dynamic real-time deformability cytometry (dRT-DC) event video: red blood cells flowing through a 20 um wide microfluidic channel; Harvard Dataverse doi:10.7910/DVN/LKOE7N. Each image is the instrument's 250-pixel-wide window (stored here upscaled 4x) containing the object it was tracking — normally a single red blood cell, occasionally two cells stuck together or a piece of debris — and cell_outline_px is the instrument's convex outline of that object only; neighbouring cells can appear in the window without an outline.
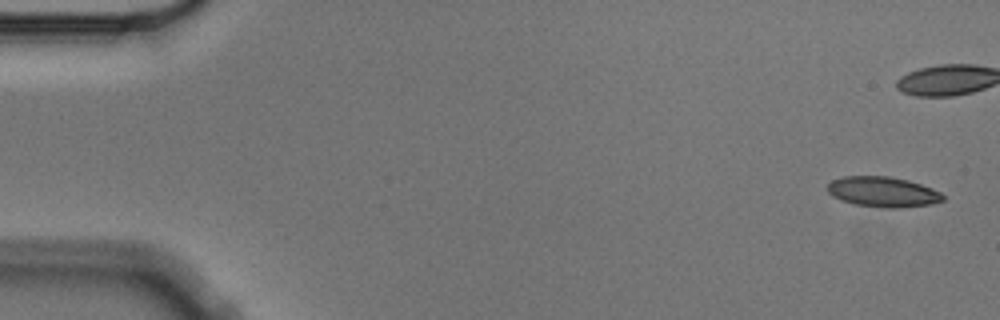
{"species": "Egyptian fruit bat (a non-hibernating species)", "species_latin": "Rousettus aegyptiacus", "temperature_condition": "cold", "stored_images_in_passage": 5, "camera_frame_rate_fps": 3000, "um_per_image_px": 0.085, "animal": {"sex": "male"}, "frame": {"image": 1, "passage_image": 1, "time_ms": 0.0, "image_size_px": [1000, 320], "cell_outline_px": [[944, 200], [932, 204], [900, 208], [888, 208], [856, 204], [840, 200], [832, 196], [828, 192], [828, 184], [832, 180], [844, 176], [888, 176], [908, 180], [932, 188], [940, 192], [944, 196]], "centroid_in_image_um": [75.05, 16.31], "position_along_channel_um": 9.9, "area_um2": 20.35}}
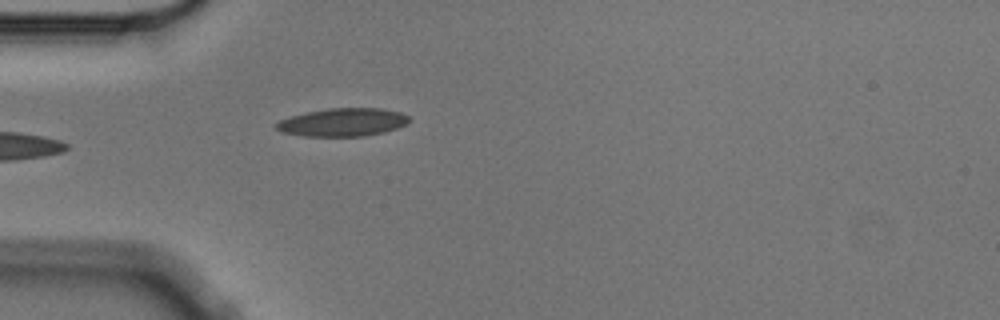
{"frame": {"image": 2, "passage_image": 5, "time_ms": 1.333, "image_size_px": [1000, 320], "cell_outline_px": [[408, 124], [384, 132], [364, 136], [304, 136], [280, 132], [272, 124], [288, 116], [328, 108], [380, 108], [400, 112], [408, 116]], "centroid_in_image_um": [29.09, 10.39], "position_along_channel_um": 55.9, "area_um2": 21.85}}